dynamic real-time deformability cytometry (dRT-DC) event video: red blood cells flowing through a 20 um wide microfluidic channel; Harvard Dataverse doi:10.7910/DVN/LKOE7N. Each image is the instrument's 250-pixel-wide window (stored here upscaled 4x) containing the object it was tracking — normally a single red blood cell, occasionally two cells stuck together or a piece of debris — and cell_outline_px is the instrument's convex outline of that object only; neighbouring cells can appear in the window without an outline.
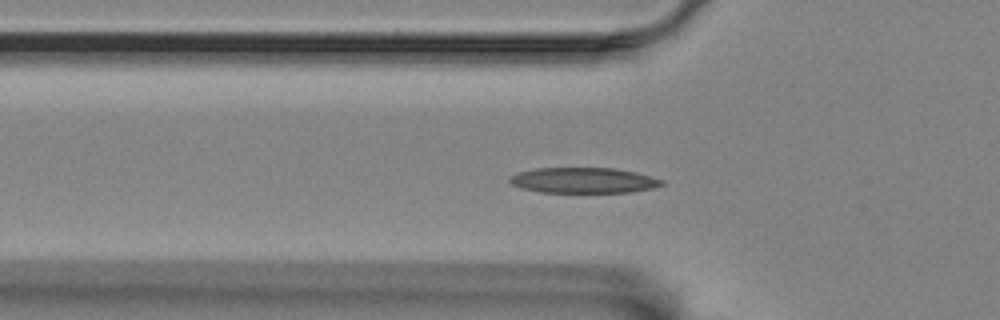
{"species": "Egyptian fruit bat (a non-hibernating species)", "species_latin": "Rousettus aegyptiacus", "temperature_condition": "room temperature", "stored_images_in_passage": 59, "camera_frame_rate_fps": 3000, "um_per_image_px": 0.085, "animal": {"sex": "female"}, "frame": {"image": 1, "passage_image": 19, "time_ms": 6.0, "image_size_px": [1000, 320], "cell_outline_px": [[664, 184], [652, 188], [632, 192], [540, 192], [524, 188], [512, 184], [508, 180], [516, 172], [536, 168], [616, 168], [636, 172], [664, 180]], "centroid_in_image_um": [49.62, 15.32], "position_along_channel_um": 76.2, "area_um2": 22.54}}
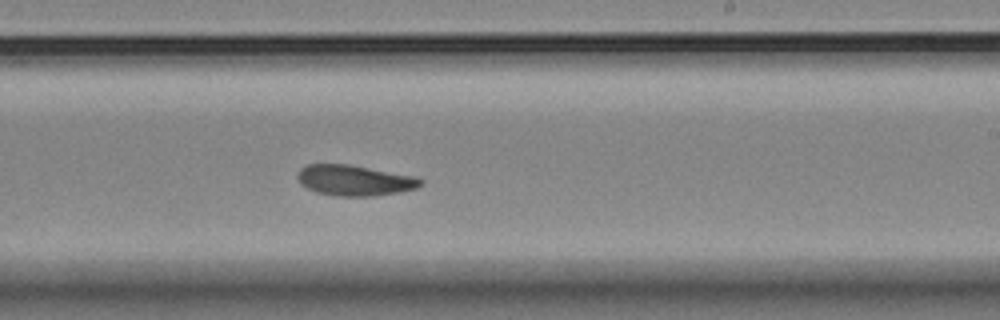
{"frame": {"image": 2, "passage_image": 35, "time_ms": 11.333, "image_size_px": [1000, 320], "cell_outline_px": [[424, 184], [416, 188], [400, 192], [376, 196], [336, 196], [316, 192], [300, 184], [296, 176], [300, 168], [308, 164], [348, 164], [412, 176], [424, 180]], "centroid_in_image_um": [30.11, 15.34], "position_along_channel_um": 258.9, "area_um2": 21.96}}
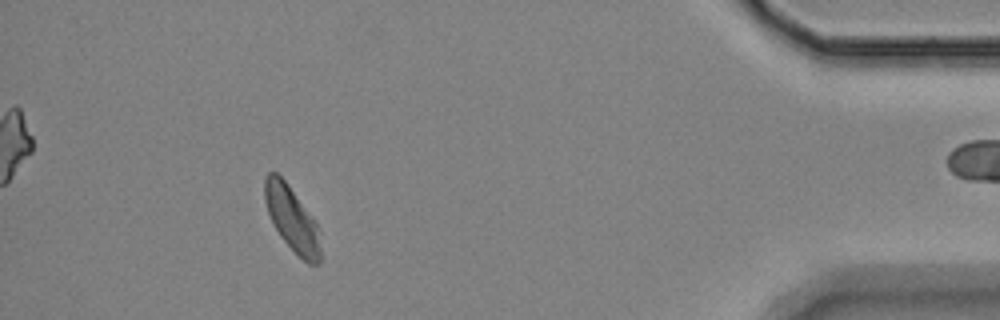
{"frame": {"image": 3, "passage_image": 53, "time_ms": 17.333, "image_size_px": [1000, 320], "cell_outline_px": [[320, 264], [308, 264], [280, 236], [268, 212], [264, 200], [264, 176], [268, 172], [276, 172], [288, 184], [316, 224], [320, 248]], "centroid_in_image_um": [24.78, 18.57], "position_along_channel_um": 410.4, "area_um2": 20.35}, "authors_computed_cell_mechanics": {"area_um2": 21.7328, "velocity_mm_per_s": 3.4118, "shape_relaxation_time_tau1_ms": 6.0741, "shape_relaxation_time_tau2_ms": 6.2829, "deformation_change_tau1": 0.1525, "deformation_change_tau2": 0.119}}